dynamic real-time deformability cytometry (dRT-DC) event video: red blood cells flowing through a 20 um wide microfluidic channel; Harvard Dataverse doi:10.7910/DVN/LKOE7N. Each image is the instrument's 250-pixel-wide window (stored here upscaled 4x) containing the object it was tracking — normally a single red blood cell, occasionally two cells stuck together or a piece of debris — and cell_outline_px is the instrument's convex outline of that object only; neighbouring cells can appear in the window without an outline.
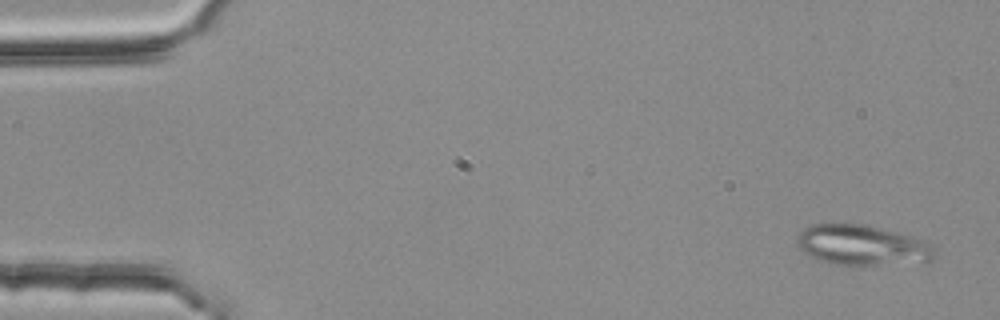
{"species": "common noctule bat (a hibernating species)", "species_latin": "Nyctalus noctula", "temperature_condition": "room temperature", "stored_images_in_passage": 4, "camera_frame_rate_fps": 3000, "um_per_image_px": 0.085, "animal": {"sex": "female", "body_mass_g": 25.1}, "frame": {"image": 1, "passage_image": 1, "time_ms": 0.0, "image_size_px": [1000, 320], "cell_outline_px": [[932, 256], [928, 260], [876, 264], [832, 264], [820, 260], [804, 252], [800, 248], [796, 240], [800, 232], [804, 228], [812, 224], [864, 224], [928, 240], [932, 244]], "centroid_in_image_um": [73.23, 20.81], "position_along_channel_um": 11.8, "area_um2": 31.44}}